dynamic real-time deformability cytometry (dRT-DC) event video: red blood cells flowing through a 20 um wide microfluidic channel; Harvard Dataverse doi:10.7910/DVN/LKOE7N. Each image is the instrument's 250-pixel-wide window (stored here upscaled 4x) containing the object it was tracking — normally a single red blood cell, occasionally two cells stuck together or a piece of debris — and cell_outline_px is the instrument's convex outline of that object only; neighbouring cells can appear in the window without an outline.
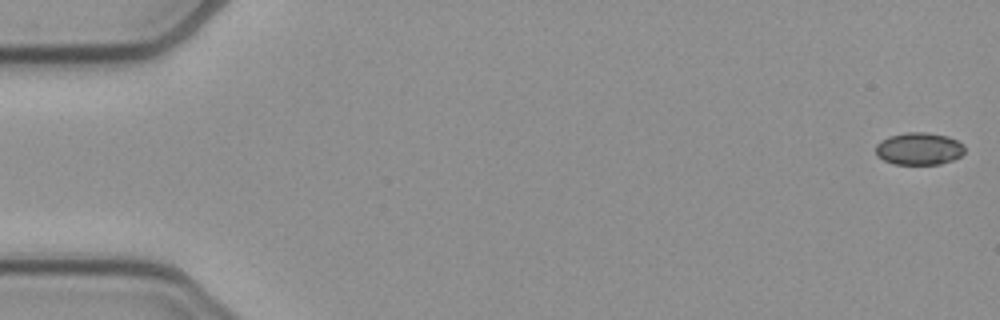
{"species": "common noctule bat (a hibernating species)", "species_latin": "Nyctalus noctula", "temperature_condition": "cold", "stored_images_in_passage": 53, "camera_frame_rate_fps": 3000, "um_per_image_px": 0.085, "animal": {"sex": "female", "body_mass_g": 21.9}, "frame": {"image": 1, "passage_image": 1, "time_ms": 0.0, "image_size_px": [1000, 320], "cell_outline_px": [[964, 152], [960, 156], [952, 160], [940, 164], [892, 164], [876, 156], [876, 144], [880, 140], [888, 136], [908, 132], [924, 132], [948, 136], [964, 144]], "centroid_in_image_um": [78.09, 12.64], "position_along_channel_um": 6.9, "area_um2": 16.88}}
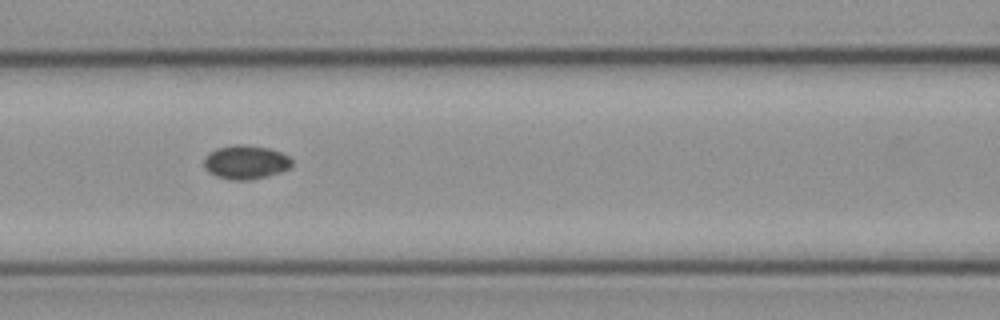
{"frame": {"image": 2, "passage_image": 23, "time_ms": 7.333, "image_size_px": [1000, 320], "cell_outline_px": [[292, 164], [288, 168], [280, 172], [268, 176], [248, 180], [232, 180], [216, 176], [208, 172], [204, 168], [204, 156], [208, 152], [216, 148], [232, 144], [244, 144], [268, 148], [280, 152], [288, 156], [292, 160]], "centroid_in_image_um": [20.84, 13.77], "position_along_channel_um": 145.8, "area_um2": 17.51}}
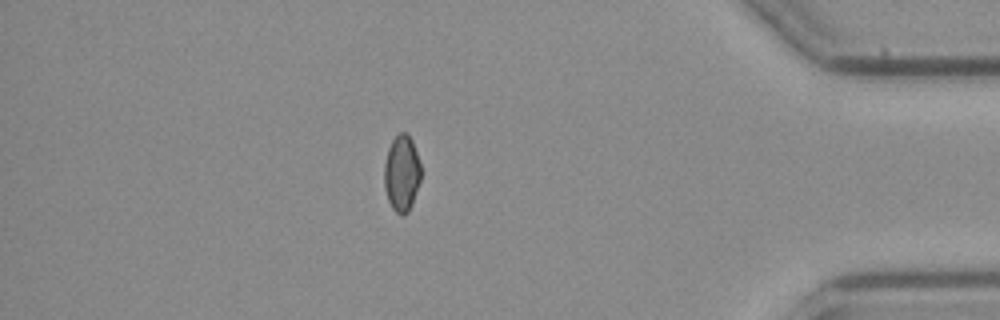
{"frame": {"image": 3, "passage_image": 46, "time_ms": 15.0, "image_size_px": [1000, 320], "cell_outline_px": [[420, 180], [412, 204], [408, 212], [400, 216], [392, 208], [388, 200], [384, 188], [384, 164], [388, 148], [392, 140], [400, 132], [408, 132], [412, 140], [420, 164]], "centroid_in_image_um": [34.13, 14.72], "position_along_channel_um": 401.1, "area_um2": 16.36}}